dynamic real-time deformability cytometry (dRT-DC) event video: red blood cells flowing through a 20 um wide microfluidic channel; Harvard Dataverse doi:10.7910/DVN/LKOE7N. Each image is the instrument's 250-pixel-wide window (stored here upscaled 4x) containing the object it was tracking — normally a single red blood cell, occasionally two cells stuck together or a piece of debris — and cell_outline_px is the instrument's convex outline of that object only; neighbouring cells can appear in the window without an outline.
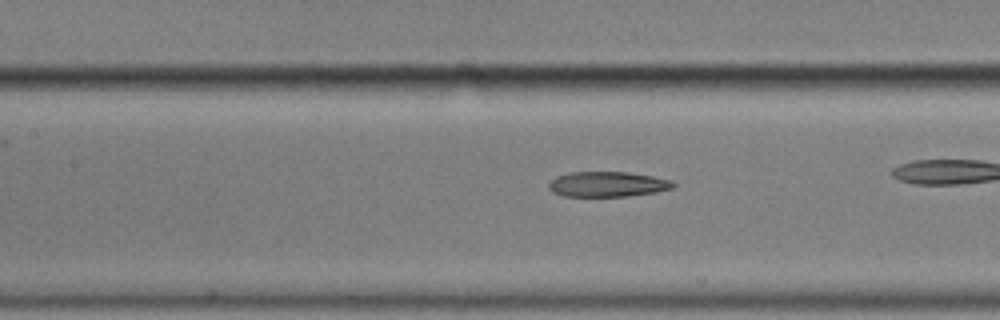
{"species": "common noctule bat (a hibernating species)", "species_latin": "Nyctalus noctula", "temperature_condition": "cold", "stored_images_in_passage": 45, "camera_frame_rate_fps": 3000, "um_per_image_px": 0.085, "animal": {"sex": "male", "body_mass_g": 17.9}, "frame": {"image": 1, "passage_image": 26, "time_ms": 8.333, "image_size_px": [1000, 320], "cell_outline_px": [[676, 184], [672, 188], [656, 192], [628, 196], [564, 196], [552, 192], [548, 188], [548, 184], [556, 176], [572, 172], [628, 172], [652, 176], [672, 180]], "centroid_in_image_um": [51.64, 15.66], "position_along_channel_um": 155.8, "area_um2": 18.26}}